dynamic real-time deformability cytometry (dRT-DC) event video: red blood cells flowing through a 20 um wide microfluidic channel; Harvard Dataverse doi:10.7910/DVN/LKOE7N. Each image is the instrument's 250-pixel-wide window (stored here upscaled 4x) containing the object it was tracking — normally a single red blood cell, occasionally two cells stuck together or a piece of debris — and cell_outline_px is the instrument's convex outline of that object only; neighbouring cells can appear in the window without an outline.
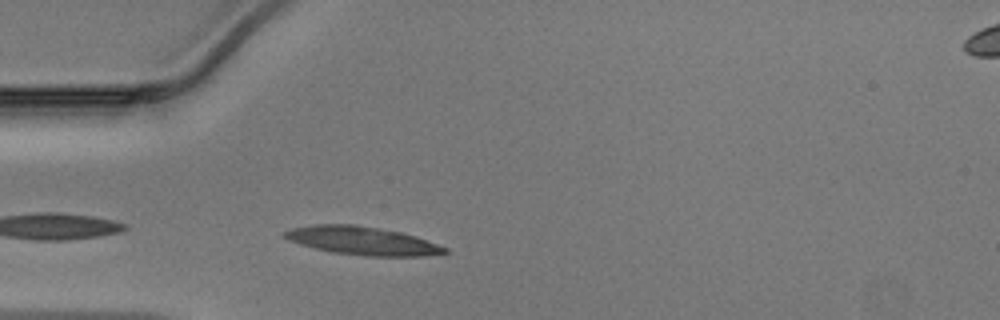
{"species": "Egyptian fruit bat (a non-hibernating species)", "species_latin": "Rousettus aegyptiacus", "temperature_condition": "warm", "stored_images_in_passage": 15, "camera_frame_rate_fps": 3000, "um_per_image_px": 0.085, "animal": {"sex": "male"}, "frame": {"image": 1, "passage_image": 2, "time_ms": 0.333, "image_size_px": [1000, 320], "cell_outline_px": [[448, 252], [424, 256], [368, 256], [332, 252], [300, 244], [284, 236], [284, 232], [292, 228], [316, 224], [352, 224], [400, 232], [416, 236], [448, 248]], "centroid_in_image_um": [30.83, 20.46], "position_along_channel_um": 54.2, "area_um2": 25.95}}
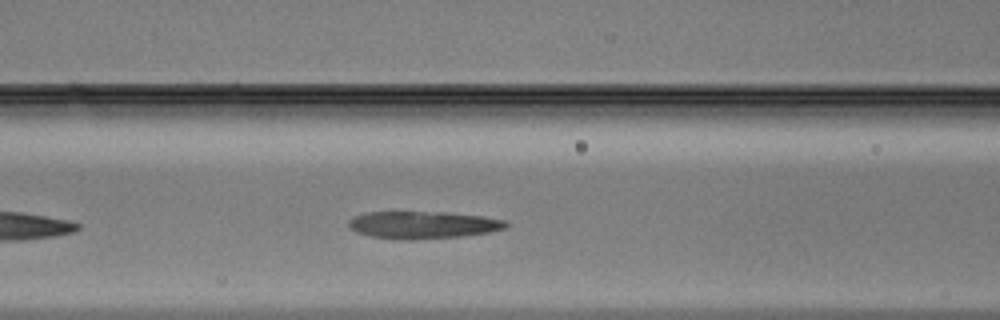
{"frame": {"image": 2, "passage_image": 8, "time_ms": 2.333, "image_size_px": [1000, 320], "cell_outline_px": [[508, 224], [504, 228], [488, 232], [460, 236], [412, 240], [396, 240], [368, 236], [356, 232], [348, 224], [348, 220], [356, 216], [368, 212], [444, 212], [484, 216], [504, 220]], "centroid_in_image_um": [35.91, 19.12], "position_along_channel_um": 130.7, "area_um2": 25.03}}
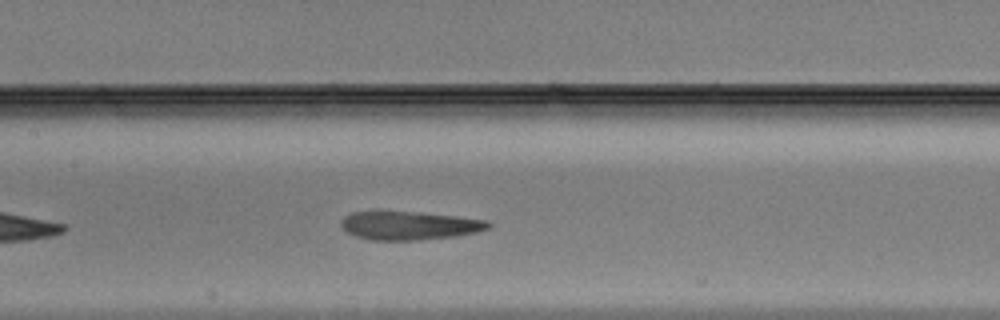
{"frame": {"image": 3, "passage_image": 11, "time_ms": 3.333, "image_size_px": [1000, 320], "cell_outline_px": [[492, 224], [488, 228], [476, 232], [456, 236], [420, 240], [372, 240], [356, 236], [348, 232], [340, 224], [340, 220], [344, 216], [352, 212], [408, 212], [456, 216], [488, 220]], "centroid_in_image_um": [34.8, 19.18], "position_along_channel_um": 172.6, "area_um2": 24.16}}